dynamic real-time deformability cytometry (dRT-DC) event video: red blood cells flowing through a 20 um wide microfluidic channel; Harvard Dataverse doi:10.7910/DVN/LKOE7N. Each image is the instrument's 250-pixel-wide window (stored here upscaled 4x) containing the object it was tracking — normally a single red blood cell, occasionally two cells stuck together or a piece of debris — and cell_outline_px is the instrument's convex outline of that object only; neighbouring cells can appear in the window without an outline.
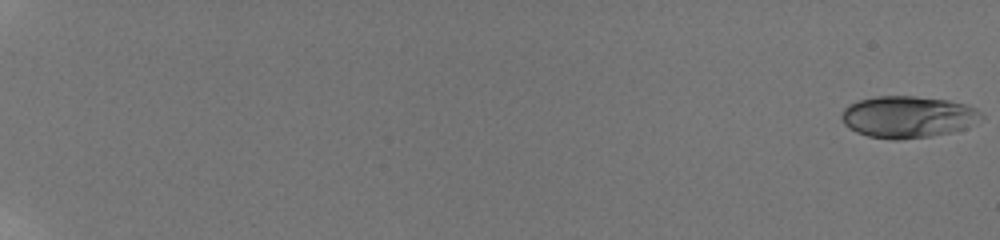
{"species": "human", "species_latin": "Homo sapiens", "temperature_condition": "room temperature", "stored_images_in_passage": 27, "camera_frame_rate_fps": 3000, "um_per_image_px": 0.085, "donor": {"sex": "male"}, "frame": {"image": 1, "passage_image": 1, "time_ms": 0.0, "image_size_px": [1000, 240], "cell_outline_px": [[984, 116], [964, 128], [952, 132], [928, 136], [900, 140], [892, 140], [868, 136], [856, 132], [848, 128], [844, 124], [840, 116], [844, 108], [848, 104], [860, 100], [876, 96], [916, 96], [948, 100], [964, 104], [976, 108]], "centroid_in_image_um": [77.12, 9.93], "position_along_channel_um": 7.9, "area_um2": 33.99}}
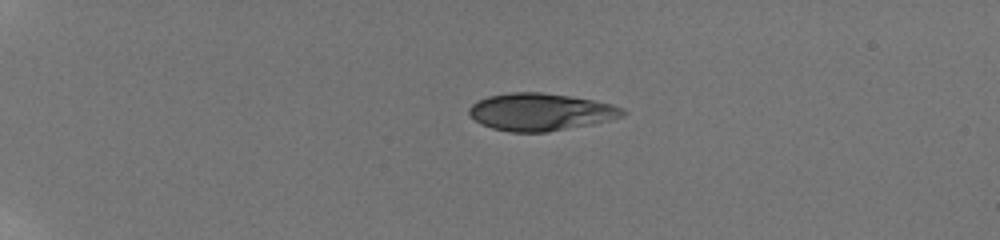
{"frame": {"image": 2, "passage_image": 19, "time_ms": 5.333, "image_size_px": [1000, 240], "cell_outline_px": [[628, 112], [624, 116], [592, 124], [548, 132], [508, 132], [492, 128], [480, 124], [468, 112], [468, 108], [476, 100], [488, 96], [508, 92], [540, 92], [568, 96], [592, 100], [612, 104], [624, 108]], "centroid_in_image_um": [45.93, 9.51], "position_along_channel_um": 39.1, "area_um2": 33.58}}